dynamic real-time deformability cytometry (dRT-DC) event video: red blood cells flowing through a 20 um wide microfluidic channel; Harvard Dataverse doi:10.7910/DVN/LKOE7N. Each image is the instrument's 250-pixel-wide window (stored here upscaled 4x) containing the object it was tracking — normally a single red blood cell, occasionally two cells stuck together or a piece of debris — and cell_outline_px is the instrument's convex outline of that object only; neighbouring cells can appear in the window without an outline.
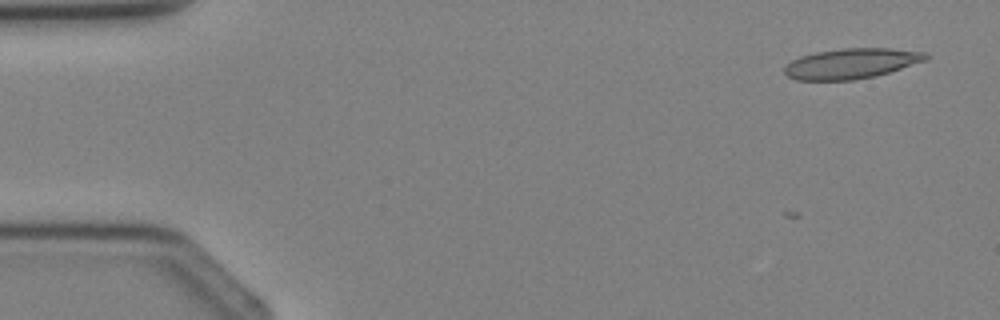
{"species": "Egyptian fruit bat (a non-hibernating species)", "species_latin": "Rousettus aegyptiacus", "temperature_condition": "cold", "stored_images_in_passage": 4, "camera_frame_rate_fps": 3000, "um_per_image_px": 0.085, "animal": {"sex": "female"}, "frame": {"image": 1, "passage_image": 1, "time_ms": 0.0, "image_size_px": [1000, 320], "cell_outline_px": [[928, 60], [876, 76], [856, 80], [796, 80], [788, 76], [784, 72], [784, 64], [800, 56], [816, 52], [844, 48], [888, 48], [928, 52]], "centroid_in_image_um": [72.37, 5.4], "position_along_channel_um": 12.6, "area_um2": 25.14}}